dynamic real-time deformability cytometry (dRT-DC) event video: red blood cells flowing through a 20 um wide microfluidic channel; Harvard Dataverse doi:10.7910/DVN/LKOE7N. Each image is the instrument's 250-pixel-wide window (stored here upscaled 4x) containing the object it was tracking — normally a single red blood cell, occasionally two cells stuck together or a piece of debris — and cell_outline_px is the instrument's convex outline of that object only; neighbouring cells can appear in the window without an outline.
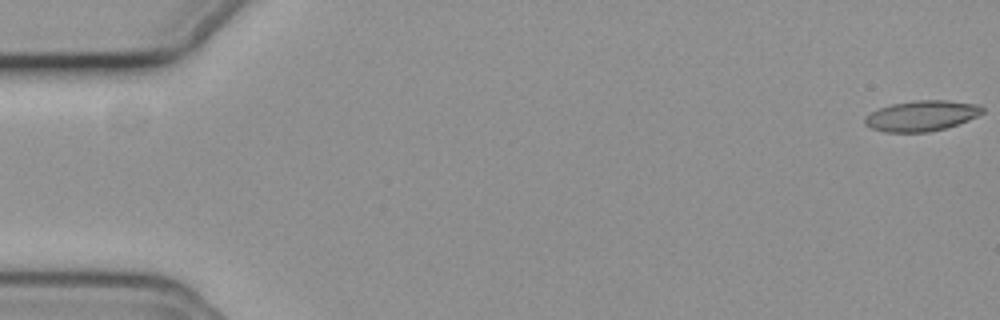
{"species": "common noctule bat (a hibernating species)", "species_latin": "Nyctalus noctula", "temperature_condition": "cold", "stored_images_in_passage": 12, "camera_frame_rate_fps": 3000, "um_per_image_px": 0.085, "animal": {"sex": "female", "body_mass_g": 19.3, "forearm_length_mm": 54.1}, "frame": {"image": 1, "passage_image": 1, "time_ms": 0.0, "image_size_px": [1000, 320], "cell_outline_px": [[984, 112], [968, 120], [944, 128], [928, 132], [884, 132], [872, 128], [864, 124], [864, 116], [880, 108], [892, 104], [916, 100], [948, 100], [980, 104], [984, 108]], "centroid_in_image_um": [78.34, 9.83], "position_along_channel_um": 6.7, "area_um2": 20.87}}